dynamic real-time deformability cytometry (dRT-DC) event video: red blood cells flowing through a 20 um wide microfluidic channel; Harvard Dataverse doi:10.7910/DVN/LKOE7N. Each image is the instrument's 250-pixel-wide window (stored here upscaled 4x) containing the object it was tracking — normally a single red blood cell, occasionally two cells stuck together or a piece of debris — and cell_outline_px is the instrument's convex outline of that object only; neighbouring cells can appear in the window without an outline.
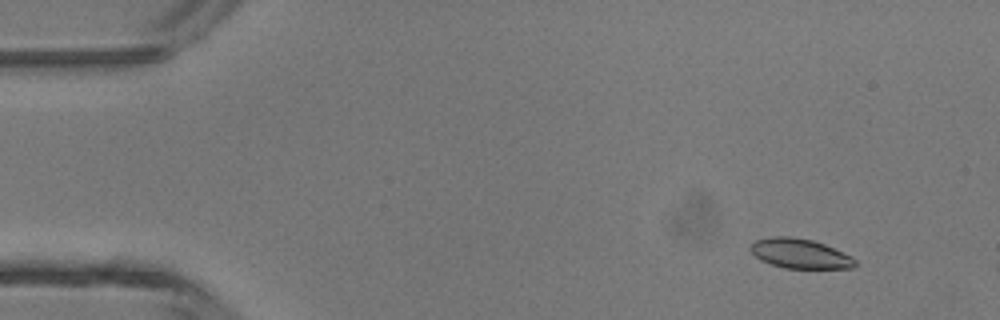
{"species": "common noctule bat (a hibernating species)", "species_latin": "Nyctalus noctula", "temperature_condition": "room temperature", "stored_images_in_passage": 5, "camera_frame_rate_fps": 3000, "um_per_image_px": 0.085, "animal": {"sex": "male", "body_mass_g": 13.3}, "frame": {"image": 1, "passage_image": 1, "time_ms": 0.0, "image_size_px": [1000, 320], "cell_outline_px": [[856, 264], [852, 268], [784, 268], [760, 260], [752, 252], [752, 244], [756, 240], [772, 236], [788, 236], [812, 240], [824, 244], [852, 256], [856, 260]], "centroid_in_image_um": [68.02, 21.55], "position_along_channel_um": 17.0, "area_um2": 17.86}}
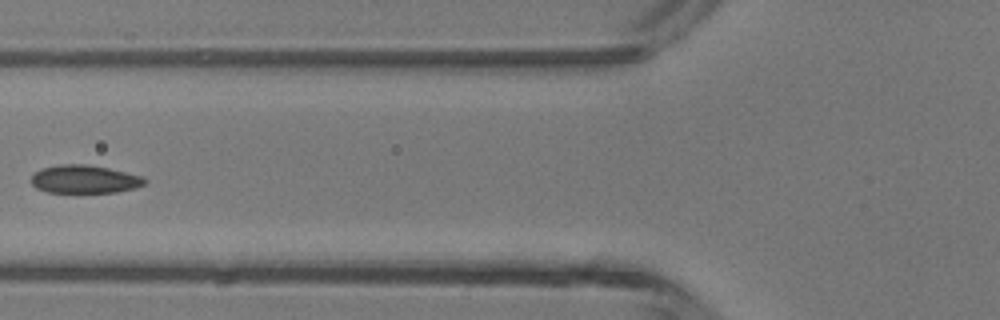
{"frame": {"image": 2, "passage_image": 5, "time_ms": 1.333, "image_size_px": [1000, 320], "cell_outline_px": [[148, 180], [144, 184], [136, 188], [116, 192], [48, 192], [36, 188], [32, 184], [32, 176], [40, 168], [60, 164], [84, 164], [108, 168], [144, 176]], "centroid_in_image_um": [7.21, 15.23], "position_along_channel_um": 118.6, "area_um2": 18.61}}